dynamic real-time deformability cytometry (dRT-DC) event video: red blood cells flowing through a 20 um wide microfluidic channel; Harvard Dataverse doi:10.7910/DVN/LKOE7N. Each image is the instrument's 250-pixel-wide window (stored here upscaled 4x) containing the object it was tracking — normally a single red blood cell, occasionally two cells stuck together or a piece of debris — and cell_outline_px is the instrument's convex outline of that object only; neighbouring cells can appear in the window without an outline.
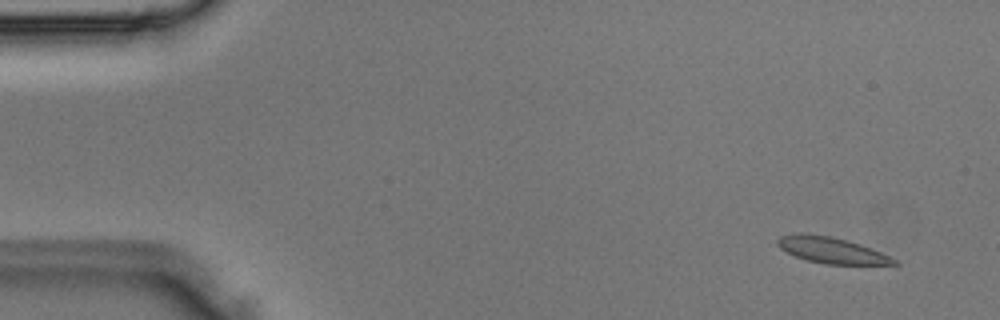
{"species": "Egyptian fruit bat (a non-hibernating species)", "species_latin": "Rousettus aegyptiacus", "temperature_condition": "room temperature", "stored_images_in_passage": 3, "camera_frame_rate_fps": 3000, "um_per_image_px": 0.085, "animal": {"sex": "male"}, "frame": {"image": 1, "passage_image": 1, "time_ms": 0.0, "image_size_px": [1000, 320], "cell_outline_px": [[900, 264], [824, 264], [808, 260], [796, 256], [780, 248], [776, 244], [776, 240], [780, 236], [804, 232], [832, 236], [860, 244], [880, 252], [896, 260]], "centroid_in_image_um": [70.63, 21.25], "position_along_channel_um": 14.4, "area_um2": 17.51}}